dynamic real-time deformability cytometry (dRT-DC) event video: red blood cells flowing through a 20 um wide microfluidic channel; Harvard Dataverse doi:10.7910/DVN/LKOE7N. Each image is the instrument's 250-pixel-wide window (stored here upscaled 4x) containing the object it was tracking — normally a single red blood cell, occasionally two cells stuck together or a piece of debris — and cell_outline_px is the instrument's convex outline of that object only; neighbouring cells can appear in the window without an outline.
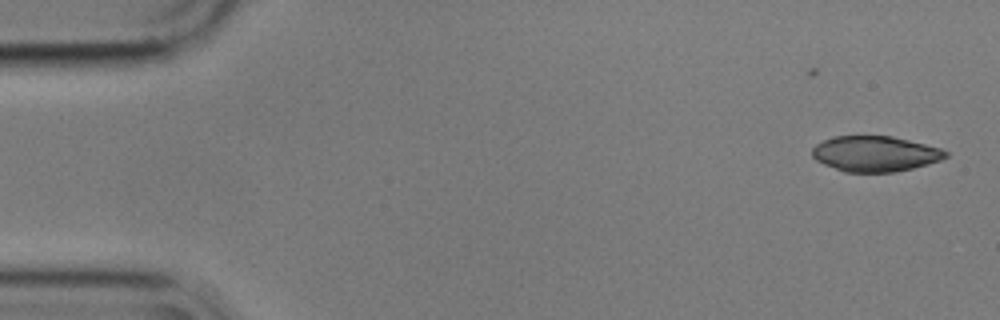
{"species": "common noctule bat (a hibernating species)", "species_latin": "Nyctalus noctula", "temperature_condition": "cold", "stored_images_in_passage": 18, "camera_frame_rate_fps": 3000, "um_per_image_px": 0.085, "animal": {"sex": "male", "body_mass_g": 17.9}, "frame": {"image": 1, "passage_image": 1, "time_ms": 0.0, "image_size_px": [1000, 320], "cell_outline_px": [[948, 156], [940, 160], [928, 164], [896, 172], [844, 172], [824, 164], [816, 160], [812, 156], [812, 148], [816, 144], [832, 136], [892, 136], [940, 148], [948, 152]], "centroid_in_image_um": [74.37, 13.07], "position_along_channel_um": 10.6, "area_um2": 27.57}}
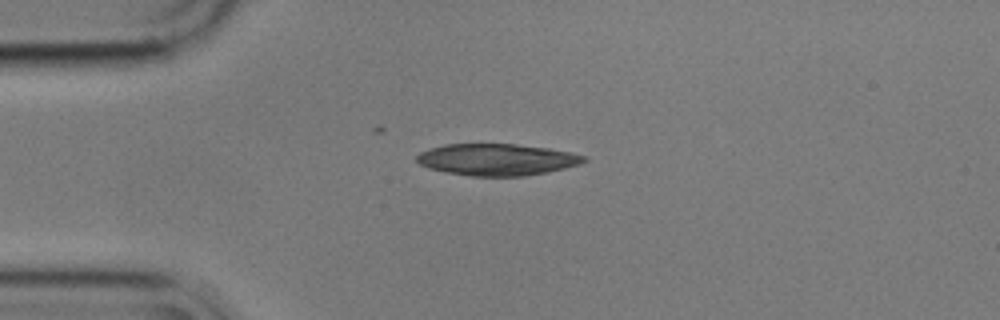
{"frame": {"image": 2, "passage_image": 12, "time_ms": 3.667, "image_size_px": [1000, 320], "cell_outline_px": [[588, 160], [580, 164], [564, 168], [524, 176], [472, 176], [448, 172], [428, 168], [420, 164], [416, 160], [416, 156], [420, 152], [444, 144], [516, 144], [548, 148], [568, 152], [584, 156]], "centroid_in_image_um": [42.22, 13.56], "position_along_channel_um": 42.8, "area_um2": 30.58}}